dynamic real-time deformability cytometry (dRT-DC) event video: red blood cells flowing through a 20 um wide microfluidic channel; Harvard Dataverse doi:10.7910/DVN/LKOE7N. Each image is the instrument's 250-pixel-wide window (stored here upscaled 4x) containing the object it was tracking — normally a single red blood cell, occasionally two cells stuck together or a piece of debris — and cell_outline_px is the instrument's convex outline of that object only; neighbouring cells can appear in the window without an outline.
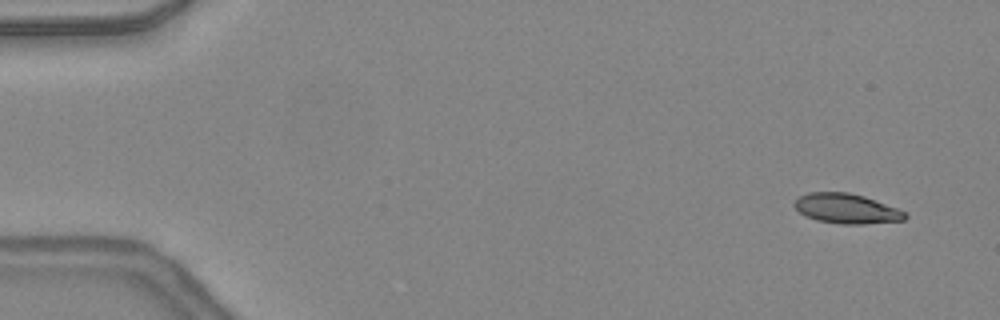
{"species": "common noctule bat (a hibernating species)", "species_latin": "Nyctalus noctula", "temperature_condition": "warm", "stored_images_in_passage": 46, "camera_frame_rate_fps": 3000, "um_per_image_px": 0.085, "animal": {"sex": "female", "body_mass_g": 24.6, "forearm_length_mm": 56.2}, "frame": {"image": 1, "passage_image": 2, "time_ms": 0.333, "image_size_px": [1000, 320], "cell_outline_px": [[908, 216], [904, 220], [864, 224], [840, 224], [816, 220], [800, 212], [792, 204], [800, 196], [808, 192], [848, 192], [864, 196], [896, 208], [904, 212]], "centroid_in_image_um": [71.94, 17.73], "position_along_channel_um": 13.1, "area_um2": 19.07}}
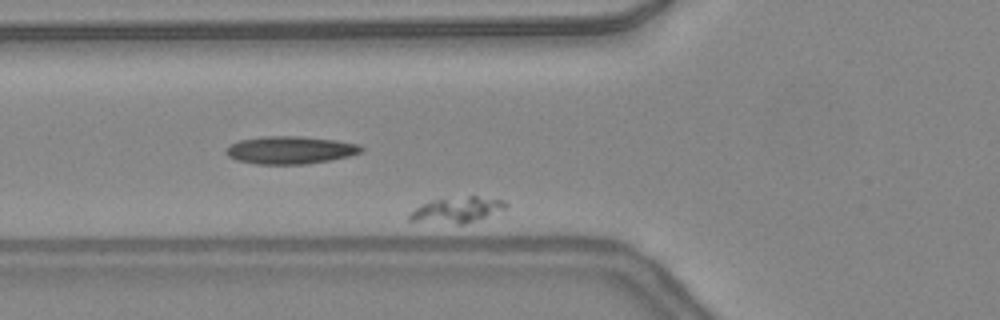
{"frame": {"image": 2, "passage_image": 17, "time_ms": 5.333, "image_size_px": [1000, 320], "cell_outline_px": [[508, 208], [476, 220], [464, 224], [456, 224], [408, 220], [408, 216], [420, 204], [432, 200], [468, 196], [476, 196], [504, 200], [508, 204]], "centroid_in_image_um": [38.87, 17.83], "position_along_channel_um": 86.9, "area_um2": 14.22}}
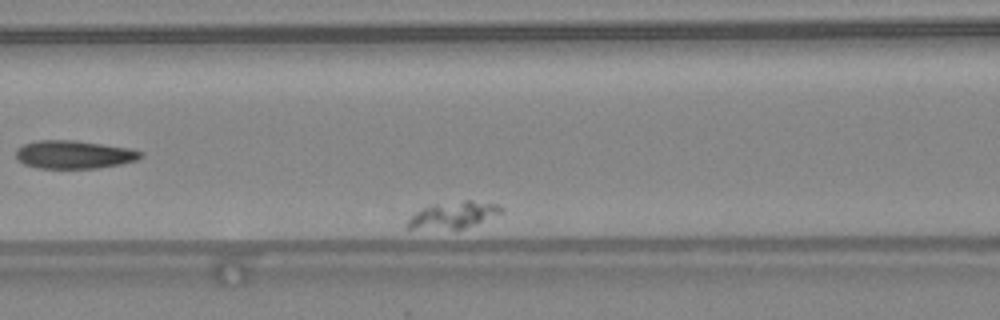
{"frame": {"image": 3, "passage_image": 21, "time_ms": 6.667, "image_size_px": [1000, 320], "cell_outline_px": [[504, 208], [500, 212], [476, 224], [464, 228], [404, 228], [404, 224], [420, 208], [436, 204], [464, 200], [468, 200], [496, 204]], "centroid_in_image_um": [38.48, 18.26], "position_along_channel_um": 128.1, "area_um2": 14.1}}